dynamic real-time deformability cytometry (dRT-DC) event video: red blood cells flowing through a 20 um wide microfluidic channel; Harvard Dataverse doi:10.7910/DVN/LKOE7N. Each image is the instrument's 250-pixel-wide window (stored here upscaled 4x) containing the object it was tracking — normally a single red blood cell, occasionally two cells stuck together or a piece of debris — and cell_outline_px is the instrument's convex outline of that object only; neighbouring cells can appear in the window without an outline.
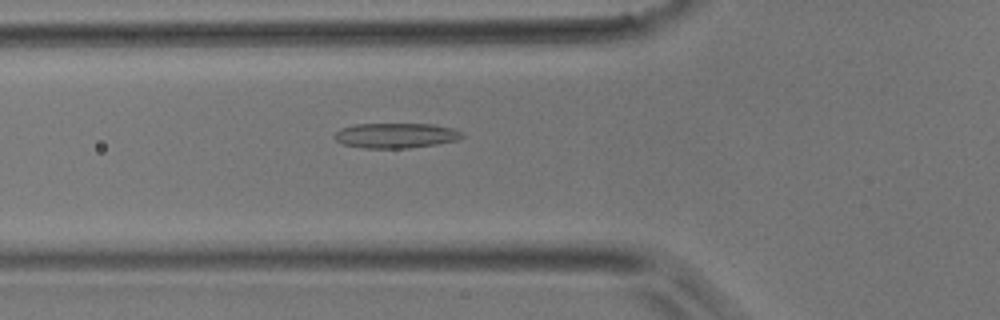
{"species": "common noctule bat (a hibernating species)", "species_latin": "Nyctalus noctula", "temperature_condition": "room temperature", "stored_images_in_passage": 37, "camera_frame_rate_fps": 3000, "um_per_image_px": 0.085, "animal": {"sex": "male", "body_mass_g": 17.9}, "frame": {"image": 1, "passage_image": 7, "time_ms": 2.0, "image_size_px": [1000, 320], "cell_outline_px": [[464, 136], [456, 140], [436, 144], [408, 148], [364, 148], [344, 144], [336, 140], [332, 136], [340, 128], [352, 124], [432, 124], [452, 128], [464, 132]], "centroid_in_image_um": [33.63, 11.51], "position_along_channel_um": 92.2, "area_um2": 18.67}}
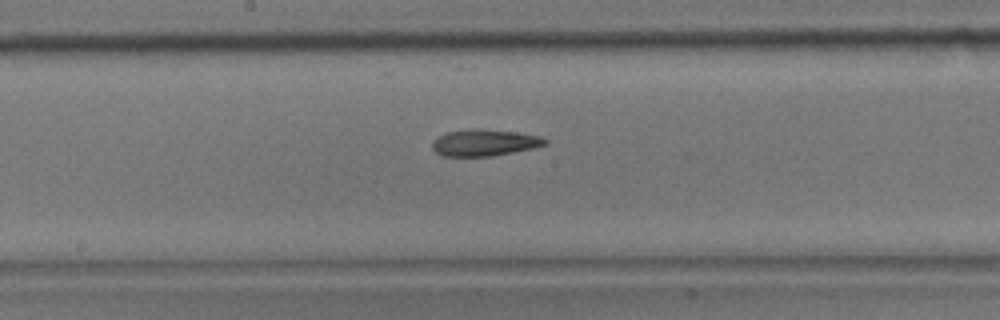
{"frame": {"image": 2, "passage_image": 15, "time_ms": 4.667, "image_size_px": [1000, 320], "cell_outline_px": [[548, 144], [532, 148], [492, 156], [444, 156], [436, 152], [432, 148], [432, 140], [444, 132], [472, 128], [516, 132], [540, 136], [548, 140]], "centroid_in_image_um": [41.15, 12.12], "position_along_channel_um": 207.1, "area_um2": 17.51}}
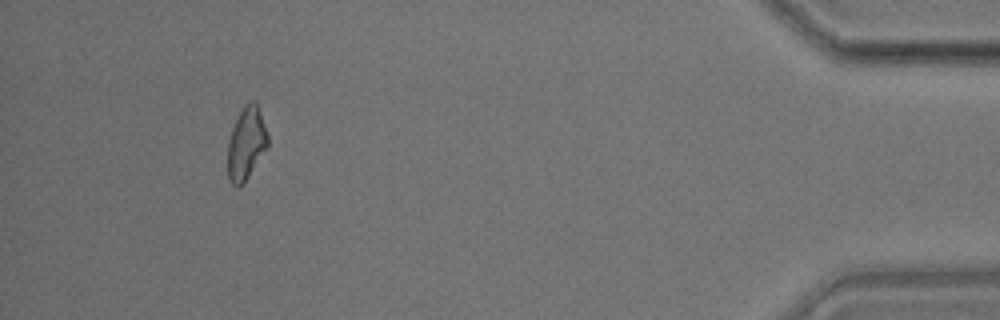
{"frame": {"image": 3, "passage_image": 34, "time_ms": 11.0, "image_size_px": [1000, 320], "cell_outline_px": [[268, 148], [244, 184], [240, 188], [236, 188], [228, 180], [228, 140], [232, 128], [244, 104], [248, 100], [256, 100], [268, 136]], "centroid_in_image_um": [20.93, 12.23], "position_along_channel_um": 414.3, "area_um2": 17.34}}